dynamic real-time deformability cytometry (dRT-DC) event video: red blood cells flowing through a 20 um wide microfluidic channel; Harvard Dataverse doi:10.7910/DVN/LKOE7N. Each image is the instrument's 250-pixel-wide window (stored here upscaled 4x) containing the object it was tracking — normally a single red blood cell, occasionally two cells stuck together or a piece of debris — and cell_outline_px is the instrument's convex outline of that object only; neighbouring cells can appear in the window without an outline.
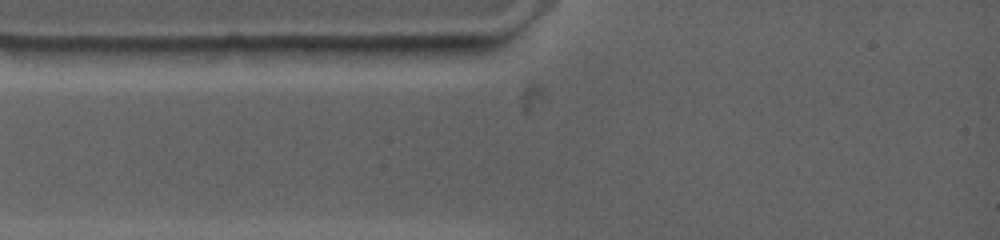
{"species": "common noctule bat (a hibernating species)", "species_latin": "Nyctalus noctula", "temperature_condition": "warm", "stored_images_in_passage": 4, "camera_frame_rate_fps": 4500, "um_per_image_px": 0.085, "animal": {"sex": "female", "body_mass_g": 19.0, "forearm_length_mm": 53.3}, "frame": {"image": 1, "passage_image": 2, "time_ms": 0.667, "image_size_px": [1000, 240], "cell_outline_px": [[452, 44], [444, 48], [424, 56], [376, 64], [372, 64], [300, 48], [296, 44]], "centroid_in_image_um": [31.9, 4.36], "position_along_channel_um": 53.1, "area_um2": 13.7}}